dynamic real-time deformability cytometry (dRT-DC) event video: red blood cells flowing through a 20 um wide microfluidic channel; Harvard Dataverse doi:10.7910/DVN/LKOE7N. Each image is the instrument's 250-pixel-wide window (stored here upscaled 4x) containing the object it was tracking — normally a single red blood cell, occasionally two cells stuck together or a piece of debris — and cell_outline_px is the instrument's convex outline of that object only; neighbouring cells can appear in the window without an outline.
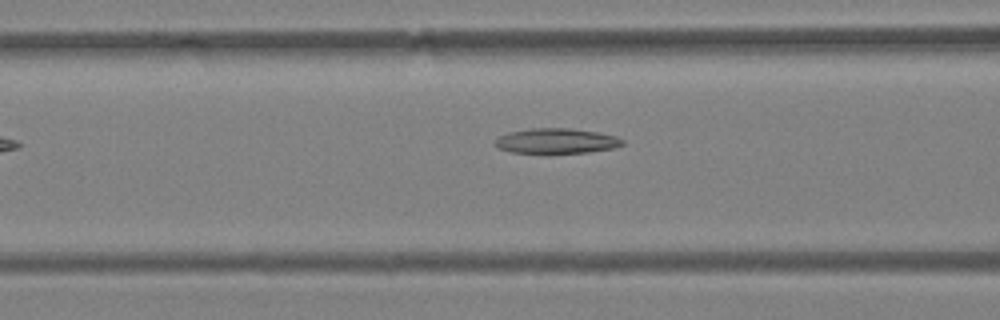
{"species": "Egyptian fruit bat (a non-hibernating species)", "species_latin": "Rousettus aegyptiacus", "temperature_condition": "warm", "stored_images_in_passage": 32, "camera_frame_rate_fps": 3000, "um_per_image_px": 0.085, "animal": {"sex": "female"}, "frame": {"image": 1, "passage_image": 7, "time_ms": 2.0, "image_size_px": [1000, 320], "cell_outline_px": [[624, 144], [612, 148], [588, 152], [512, 152], [500, 148], [496, 144], [496, 140], [500, 136], [508, 132], [532, 128], [568, 128], [596, 132], [616, 136], [624, 140]], "centroid_in_image_um": [47.32, 11.96], "position_along_channel_um": 119.3, "area_um2": 18.15}}
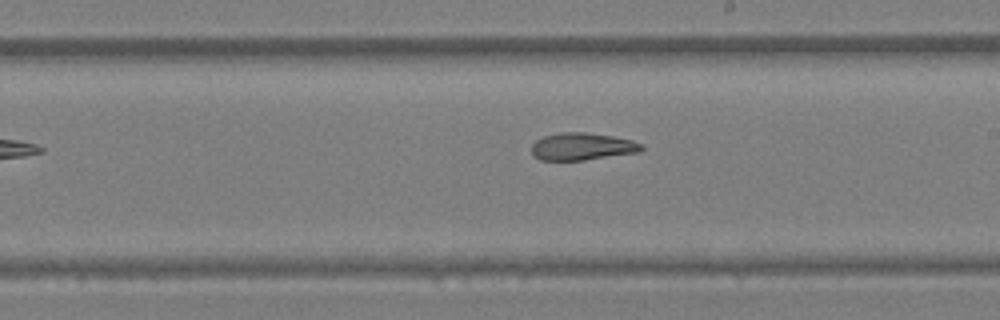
{"frame": {"image": 2, "passage_image": 16, "time_ms": 5.0, "image_size_px": [1000, 320], "cell_outline_px": [[644, 148], [640, 152], [584, 160], [540, 160], [532, 156], [532, 144], [536, 140], [544, 136], [560, 132], [584, 132], [612, 136], [632, 140], [644, 144]], "centroid_in_image_um": [49.49, 12.45], "position_along_channel_um": 239.5, "area_um2": 17.63}}
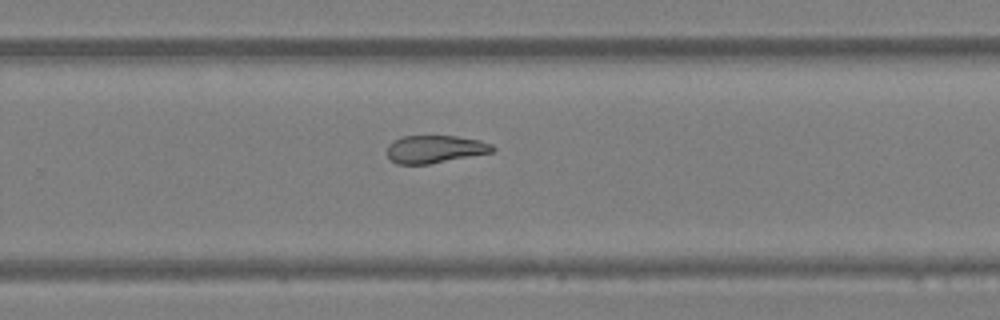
{"frame": {"image": 3, "passage_image": 20, "time_ms": 6.333, "image_size_px": [1000, 320], "cell_outline_px": [[496, 148], [492, 152], [428, 164], [396, 164], [388, 156], [388, 144], [392, 140], [404, 136], [456, 136], [480, 140], [492, 144]], "centroid_in_image_um": [36.97, 12.67], "position_along_channel_um": 292.8, "area_um2": 16.94}}